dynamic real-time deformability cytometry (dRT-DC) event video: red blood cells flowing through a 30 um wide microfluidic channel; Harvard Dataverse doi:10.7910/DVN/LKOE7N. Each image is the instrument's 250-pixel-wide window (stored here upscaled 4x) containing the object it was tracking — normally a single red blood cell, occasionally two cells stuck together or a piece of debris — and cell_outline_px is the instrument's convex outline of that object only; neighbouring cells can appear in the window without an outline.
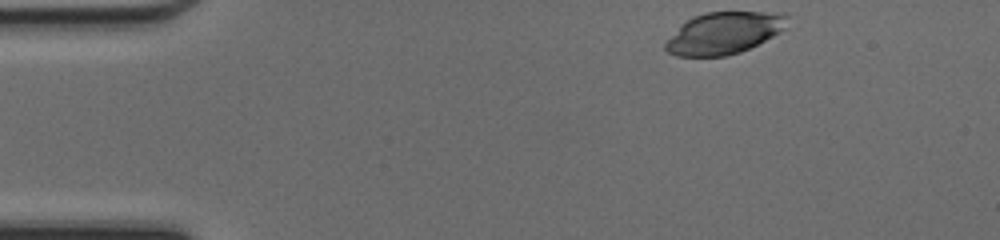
{"species": "common noctule bat (a hibernating species)", "species_latin": "Nyctalus noctula", "temperature_condition": "cold", "stored_images_in_passage": 42, "camera_frame_rate_fps": 3000, "um_per_image_px": 0.085, "animal": {"sex": "female", "body_mass_g": 17.0, "forearm_length_mm": 48.0}, "frame": {"image": 1, "passage_image": 1, "time_ms": 0.0, "image_size_px": [1000, 240], "cell_outline_px": [[788, 16], [784, 28], [780, 32], [740, 52], [724, 56], [676, 56], [668, 52], [664, 48], [664, 44], [680, 24], [692, 16], [704, 12], [764, 12]], "centroid_in_image_um": [61.46, 2.81], "position_along_channel_um": 23.5, "area_um2": 29.36}}
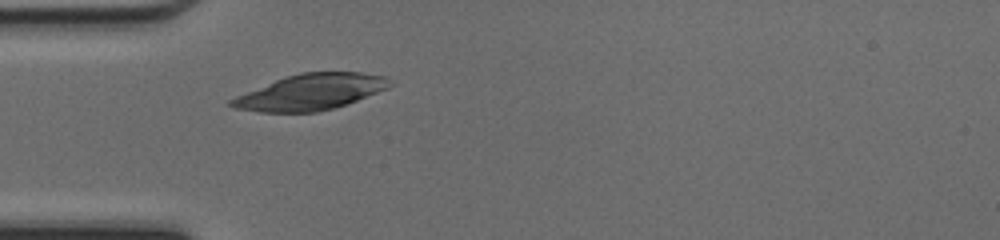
{"frame": {"image": 2, "passage_image": 9, "time_ms": 2.667, "image_size_px": [1000, 240], "cell_outline_px": [[392, 84], [388, 88], [356, 100], [332, 108], [316, 112], [260, 112], [236, 108], [228, 104], [228, 100], [236, 96], [284, 76], [300, 72], [360, 72], [388, 76]], "centroid_in_image_um": [26.39, 7.81], "position_along_channel_um": 58.6, "area_um2": 32.95}}